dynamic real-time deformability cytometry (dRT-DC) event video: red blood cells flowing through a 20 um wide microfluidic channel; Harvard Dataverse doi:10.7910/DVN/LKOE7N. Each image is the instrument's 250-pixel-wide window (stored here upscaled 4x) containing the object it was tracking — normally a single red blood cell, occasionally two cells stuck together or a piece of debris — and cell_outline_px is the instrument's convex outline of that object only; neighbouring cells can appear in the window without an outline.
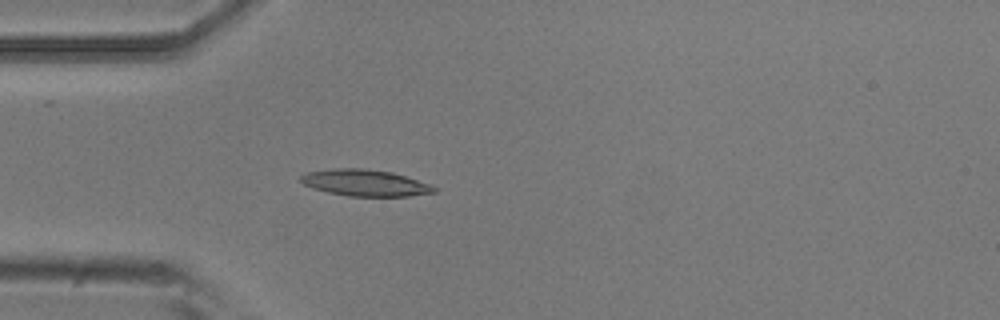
{"species": "common noctule bat (a hibernating species)", "species_latin": "Nyctalus noctula", "temperature_condition": "room temperature", "stored_images_in_passage": 4, "camera_frame_rate_fps": 3000, "um_per_image_px": 0.085, "animal": {"sex": "male", "body_mass_g": 20.5, "forearm_length_mm": 52.5}, "frame": {"image": 1, "passage_image": 3, "time_ms": 0.667, "image_size_px": [1000, 320], "cell_outline_px": [[436, 192], [408, 196], [348, 196], [328, 192], [312, 188], [304, 184], [300, 180], [300, 176], [308, 172], [332, 168], [364, 168], [392, 172], [432, 184], [436, 188]], "centroid_in_image_um": [31.04, 15.54], "position_along_channel_um": 54.0, "area_um2": 20.63}}